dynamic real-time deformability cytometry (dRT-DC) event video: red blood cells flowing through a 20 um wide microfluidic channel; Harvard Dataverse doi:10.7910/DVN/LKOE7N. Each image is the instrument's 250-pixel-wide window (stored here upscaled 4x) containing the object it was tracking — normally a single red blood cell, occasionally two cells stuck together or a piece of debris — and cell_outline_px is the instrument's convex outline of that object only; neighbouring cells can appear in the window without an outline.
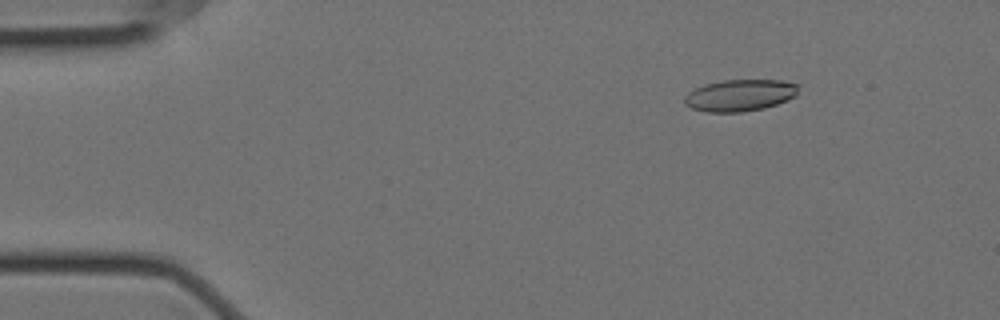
{"species": "Egyptian fruit bat (a non-hibernating species)", "species_latin": "Rousettus aegyptiacus", "temperature_condition": "cold", "stored_images_in_passage": 6, "camera_frame_rate_fps": 3000, "um_per_image_px": 0.085, "animal": {"sex": "female"}, "frame": {"image": 1, "passage_image": 2, "time_ms": 0.333, "image_size_px": [1000, 320], "cell_outline_px": [[800, 84], [796, 96], [788, 100], [764, 108], [740, 112], [708, 112], [692, 108], [684, 104], [684, 96], [688, 92], [704, 84], [724, 80], [784, 80]], "centroid_in_image_um": [62.92, 8.09], "position_along_channel_um": 22.1, "area_um2": 21.21}}
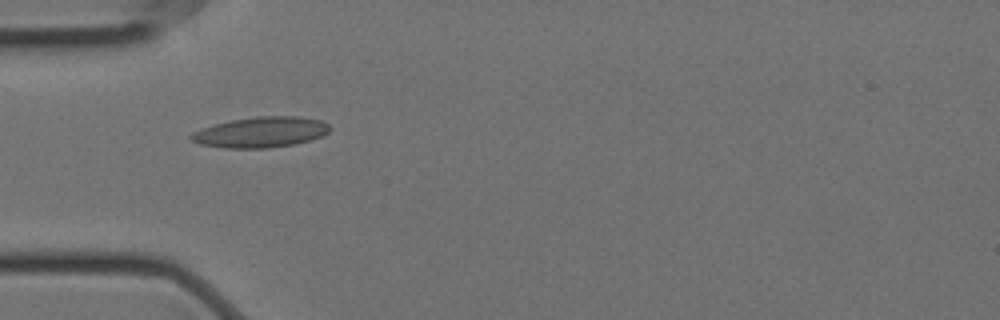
{"frame": {"image": 2, "passage_image": 5, "time_ms": 1.333, "image_size_px": [1000, 320], "cell_outline_px": [[332, 128], [324, 136], [296, 144], [268, 148], [224, 148], [200, 144], [192, 140], [188, 136], [192, 132], [200, 128], [232, 120], [256, 116], [300, 116], [320, 120], [328, 124]], "centroid_in_image_um": [22.19, 11.24], "position_along_channel_um": 62.8, "area_um2": 24.91}}
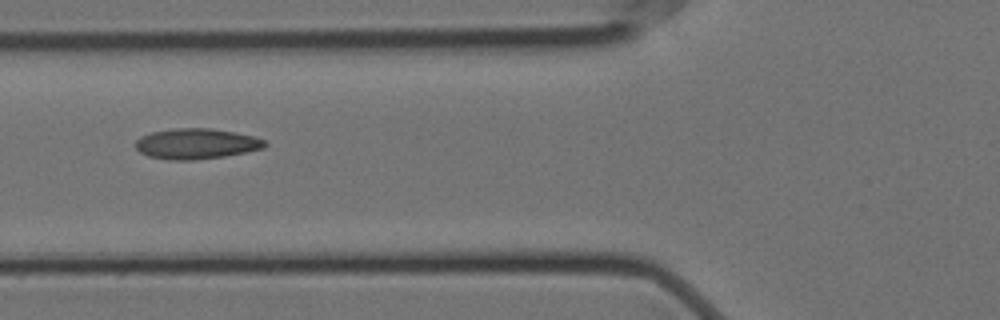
{"frame": {"image": 3, "passage_image": 6, "time_ms": 1.667, "image_size_px": [1000, 320], "cell_outline_px": [[268, 144], [264, 148], [224, 156], [192, 160], [168, 160], [148, 156], [140, 152], [136, 148], [136, 140], [140, 136], [152, 132], [176, 128], [212, 128], [252, 136], [264, 140]], "centroid_in_image_um": [16.66, 12.22], "position_along_channel_um": 109.1, "area_um2": 22.83}}